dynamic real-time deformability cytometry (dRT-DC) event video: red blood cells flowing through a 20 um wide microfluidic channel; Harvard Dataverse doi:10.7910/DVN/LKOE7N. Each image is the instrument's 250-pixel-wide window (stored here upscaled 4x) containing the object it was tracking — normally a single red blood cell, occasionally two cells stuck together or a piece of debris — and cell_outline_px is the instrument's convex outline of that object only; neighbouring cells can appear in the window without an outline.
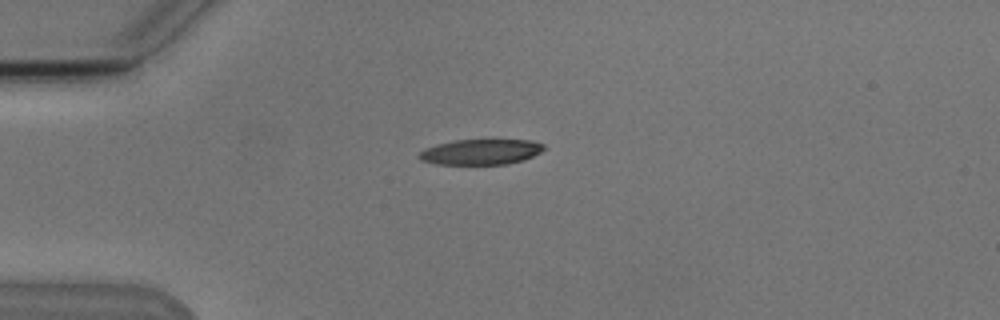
{"species": "Egyptian fruit bat (a non-hibernating species)", "species_latin": "Rousettus aegyptiacus", "temperature_condition": "cold", "stored_images_in_passage": 5, "camera_frame_rate_fps": 3000, "um_per_image_px": 0.085, "animal": {"sex": "male"}, "frame": {"image": 1, "passage_image": 1, "time_ms": 0.0, "image_size_px": [1000, 320], "cell_outline_px": [[544, 148], [540, 152], [524, 160], [508, 164], [436, 164], [420, 160], [416, 156], [424, 148], [436, 144], [456, 140], [532, 140], [544, 144]], "centroid_in_image_um": [40.84, 12.91], "position_along_channel_um": 44.2, "area_um2": 18.55}}
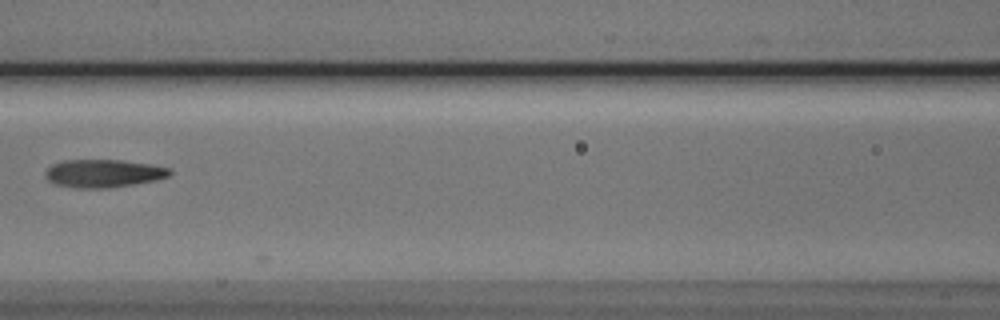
{"frame": {"image": 2, "passage_image": 4, "time_ms": 3.667, "image_size_px": [1000, 320], "cell_outline_px": [[172, 172], [168, 176], [156, 180], [108, 188], [76, 188], [56, 184], [48, 180], [44, 176], [44, 172], [52, 164], [64, 160], [120, 160], [152, 164], [168, 168]], "centroid_in_image_um": [8.76, 14.73], "position_along_channel_um": 157.8, "area_um2": 20.23}}